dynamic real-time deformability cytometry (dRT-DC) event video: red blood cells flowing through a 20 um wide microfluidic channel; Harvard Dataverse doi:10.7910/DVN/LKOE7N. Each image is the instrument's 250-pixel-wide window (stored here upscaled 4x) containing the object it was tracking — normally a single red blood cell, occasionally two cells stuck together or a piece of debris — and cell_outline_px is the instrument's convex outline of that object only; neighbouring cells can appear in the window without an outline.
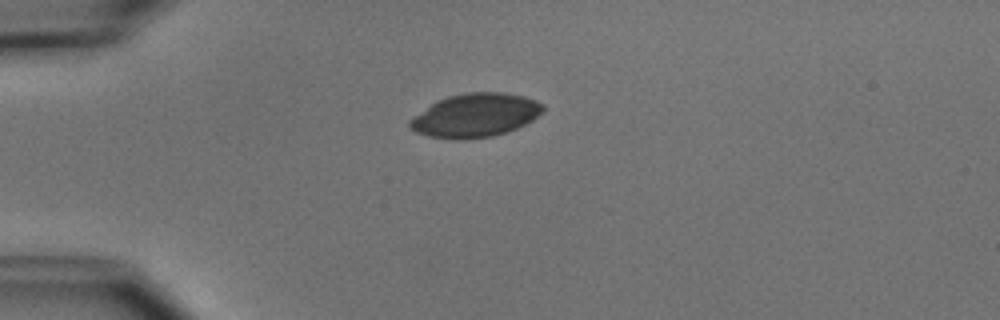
{"species": "common noctule bat (a hibernating species)", "species_latin": "Nyctalus noctula", "temperature_condition": "cold", "stored_images_in_passage": 2, "camera_frame_rate_fps": 3000, "um_per_image_px": 0.085, "animal": {"sex": "male", "body_mass_g": 15.6}, "frame": {"image": 1, "passage_image": 1, "time_ms": 0.0, "image_size_px": [1000, 320], "cell_outline_px": [[544, 112], [532, 120], [508, 132], [492, 136], [428, 136], [416, 132], [408, 124], [408, 120], [436, 100], [448, 96], [464, 92], [504, 92], [524, 96], [536, 100], [544, 104]], "centroid_in_image_um": [40.45, 9.74], "position_along_channel_um": 44.5, "area_um2": 33.12}}